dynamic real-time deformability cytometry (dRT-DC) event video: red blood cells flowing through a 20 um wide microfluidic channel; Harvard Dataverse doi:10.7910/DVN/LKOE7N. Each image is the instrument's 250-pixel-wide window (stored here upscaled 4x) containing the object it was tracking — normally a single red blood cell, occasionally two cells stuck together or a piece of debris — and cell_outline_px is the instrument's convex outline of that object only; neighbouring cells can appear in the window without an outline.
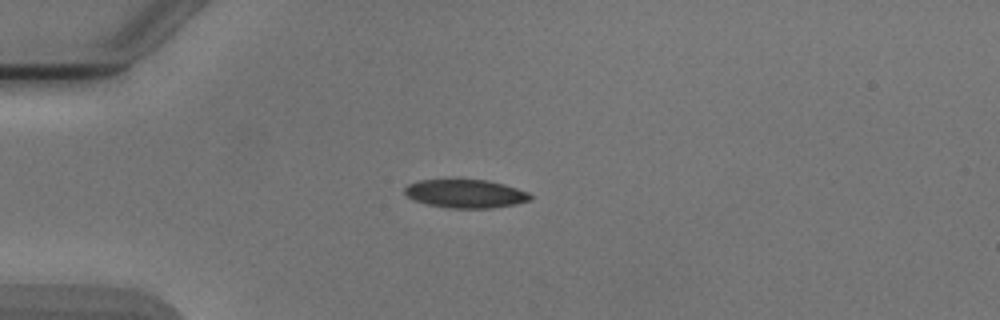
{"species": "Egyptian fruit bat (a non-hibernating species)", "species_latin": "Rousettus aegyptiacus", "temperature_condition": "cold", "stored_images_in_passage": 4, "camera_frame_rate_fps": 3000, "um_per_image_px": 0.085, "animal": {"sex": "male"}, "frame": {"image": 1, "passage_image": 1, "time_ms": 0.0, "image_size_px": [1000, 320], "cell_outline_px": [[532, 200], [516, 204], [492, 208], [448, 208], [424, 204], [412, 200], [404, 192], [404, 188], [408, 184], [420, 180], [448, 176], [488, 180], [504, 184], [528, 192], [532, 196]], "centroid_in_image_um": [39.51, 16.42], "position_along_channel_um": 45.5, "area_um2": 21.91}}
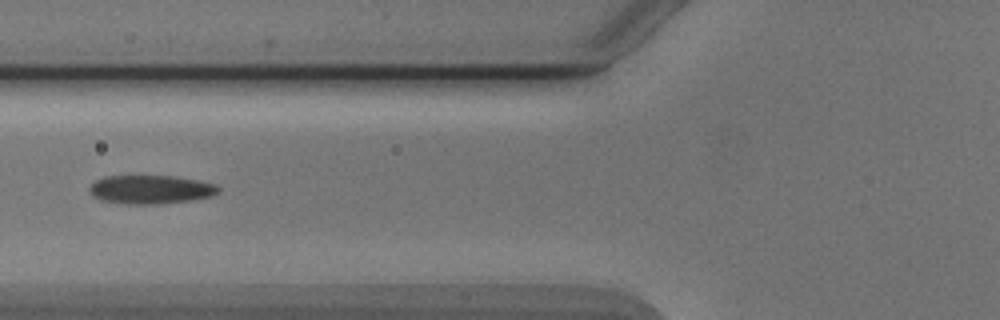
{"frame": {"image": 2, "passage_image": 3, "time_ms": 2.333, "image_size_px": [1000, 320], "cell_outline_px": [[220, 192], [212, 196], [192, 200], [160, 204], [124, 204], [100, 200], [92, 196], [88, 192], [88, 188], [96, 180], [104, 176], [176, 176], [200, 180], [216, 184], [220, 188]], "centroid_in_image_um": [12.82, 16.11], "position_along_channel_um": 113.0, "area_um2": 21.91}}
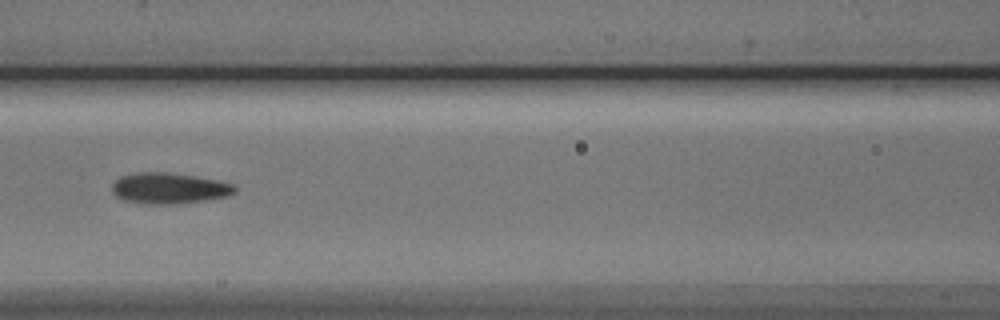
{"frame": {"image": 3, "passage_image": 4, "time_ms": 3.333, "image_size_px": [1000, 320], "cell_outline_px": [[236, 192], [228, 196], [204, 200], [176, 204], [140, 204], [124, 200], [116, 196], [112, 192], [112, 184], [120, 176], [140, 172], [168, 172], [196, 176], [236, 184]], "centroid_in_image_um": [14.37, 16.0], "position_along_channel_um": 152.2, "area_um2": 22.31}}